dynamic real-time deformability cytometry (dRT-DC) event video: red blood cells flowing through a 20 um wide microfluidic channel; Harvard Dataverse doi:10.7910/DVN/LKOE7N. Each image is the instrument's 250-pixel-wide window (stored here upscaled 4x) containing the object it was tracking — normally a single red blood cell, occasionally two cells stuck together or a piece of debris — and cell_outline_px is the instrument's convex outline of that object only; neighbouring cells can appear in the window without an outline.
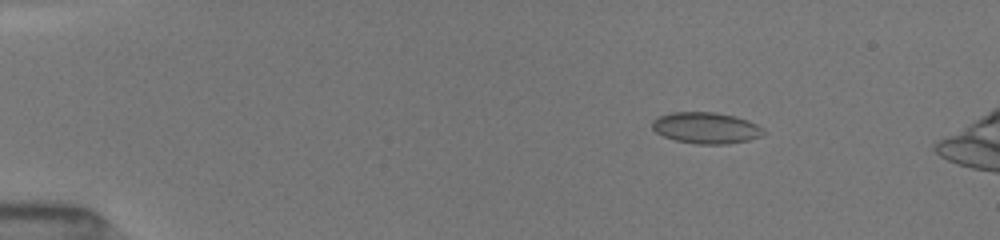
{"species": "common noctule bat (a hibernating species)", "species_latin": "Nyctalus noctula", "temperature_condition": "room temperature", "stored_images_in_passage": 10, "camera_frame_rate_fps": 3000, "um_per_image_px": 0.085, "animal": {"sex": "female", "body_mass_g": 19.5, "forearm_length_mm": 54.1}, "frame": {"image": 1, "passage_image": 5, "time_ms": 2.0, "image_size_px": [1000, 240], "cell_outline_px": [[768, 132], [760, 136], [748, 140], [728, 144], [696, 144], [676, 140], [664, 136], [656, 132], [652, 128], [652, 120], [660, 116], [672, 112], [712, 112], [736, 116], [748, 120], [756, 124]], "centroid_in_image_um": [60.03, 10.87], "position_along_channel_um": 25.0, "area_um2": 20.29}}
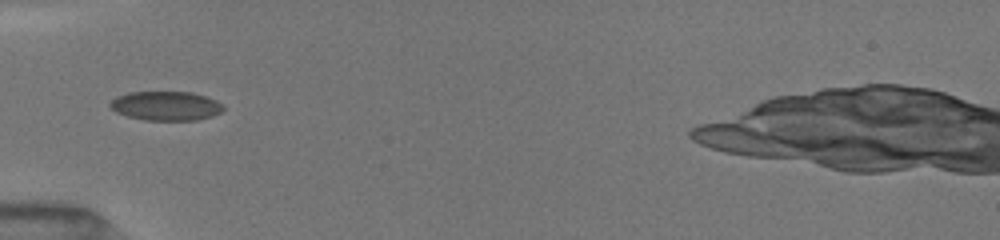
{"frame": {"image": 2, "passage_image": 9, "time_ms": 5.333, "image_size_px": [1000, 240], "cell_outline_px": [[224, 108], [220, 112], [212, 116], [196, 120], [144, 120], [128, 116], [116, 112], [108, 104], [116, 96], [128, 92], [192, 92], [216, 100], [224, 104]], "centroid_in_image_um": [14.1, 8.99], "position_along_channel_um": 70.9, "area_um2": 19.25}}